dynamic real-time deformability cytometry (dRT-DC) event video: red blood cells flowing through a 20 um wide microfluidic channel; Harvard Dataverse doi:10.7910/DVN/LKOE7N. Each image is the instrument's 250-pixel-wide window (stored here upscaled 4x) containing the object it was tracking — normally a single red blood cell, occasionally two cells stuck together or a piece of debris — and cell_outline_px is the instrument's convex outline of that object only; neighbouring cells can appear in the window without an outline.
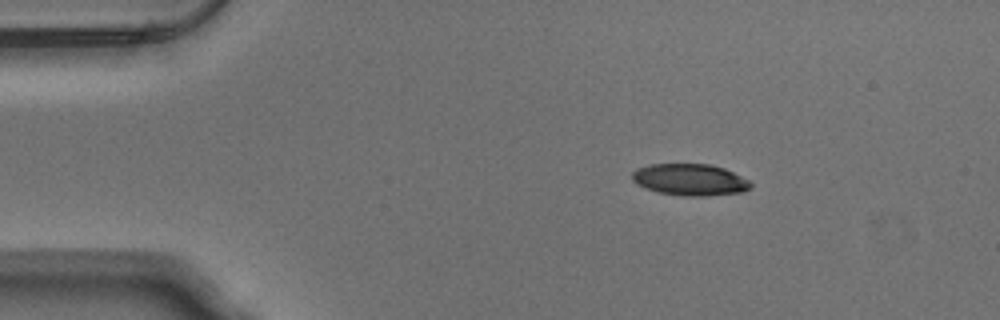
{"species": "Egyptian fruit bat (a non-hibernating species)", "species_latin": "Rousettus aegyptiacus", "temperature_condition": "warm", "stored_images_in_passage": 45, "camera_frame_rate_fps": 3000, "um_per_image_px": 0.085, "animal": {"sex": "male"}, "frame": {"image": 1, "passage_image": 1, "time_ms": 0.0, "image_size_px": [1000, 320], "cell_outline_px": [[752, 188], [740, 192], [708, 196], [684, 196], [660, 192], [644, 188], [636, 184], [632, 180], [632, 172], [636, 168], [648, 164], [708, 164], [724, 168], [748, 180], [752, 184]], "centroid_in_image_um": [58.61, 15.27], "position_along_channel_um": 26.4, "area_um2": 21.91}}
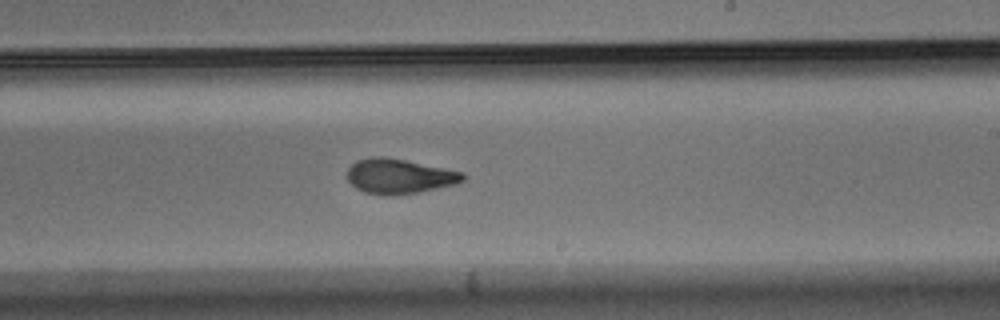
{"frame": {"image": 2, "passage_image": 24, "time_ms": 7.667, "image_size_px": [1000, 320], "cell_outline_px": [[468, 176], [464, 180], [456, 184], [420, 192], [384, 196], [364, 192], [356, 188], [348, 180], [348, 168], [356, 160], [372, 156], [384, 156], [464, 172]], "centroid_in_image_um": [33.95, 14.98], "position_along_channel_um": 255.1, "area_um2": 23.58}}
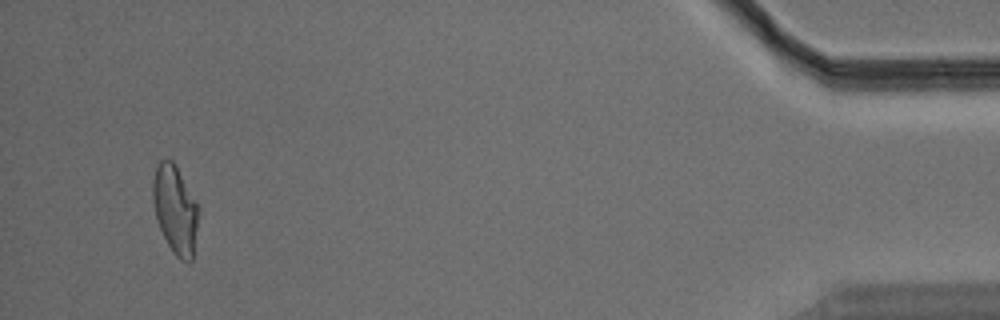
{"frame": {"image": 3, "passage_image": 43, "time_ms": 14.0, "image_size_px": [1000, 320], "cell_outline_px": [[200, 212], [192, 260], [188, 264], [180, 260], [172, 252], [156, 220], [152, 200], [152, 180], [156, 164], [160, 160], [172, 160], [200, 208]], "centroid_in_image_um": [14.89, 17.84], "position_along_channel_um": 420.3, "area_um2": 23.76}, "authors_computed_cell_mechanics": {"area_um2": 23.4668, "velocity_mm_per_s": 3.8065, "shape_relaxation_time_tau1_ms": 4.3906, "shape_relaxation_time_tau2_ms": 1.601, "deformation_change_tau1": 0.1706, "deformation_change_tau2": 0.0886}}